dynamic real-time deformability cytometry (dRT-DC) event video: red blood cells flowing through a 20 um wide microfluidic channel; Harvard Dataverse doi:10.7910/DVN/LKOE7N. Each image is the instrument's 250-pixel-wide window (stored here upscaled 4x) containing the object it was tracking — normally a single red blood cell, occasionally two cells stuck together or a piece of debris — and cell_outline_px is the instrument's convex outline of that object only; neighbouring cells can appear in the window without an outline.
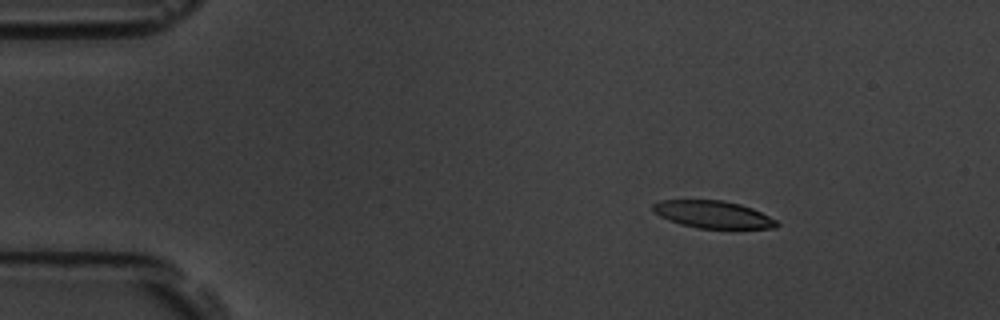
{"species": "common noctule bat (a hibernating species)", "species_latin": "Nyctalus noctula", "temperature_condition": "room temperature", "stored_images_in_passage": 5, "camera_frame_rate_fps": 3000, "um_per_image_px": 0.085, "animal": {"sex": "male", "body_mass_g": 19.5, "forearm_length_mm": 54.6}, "frame": {"image": 1, "passage_image": 3, "time_ms": 0.667, "image_size_px": [1000, 320], "cell_outline_px": [[780, 224], [776, 228], [696, 228], [680, 224], [668, 220], [652, 212], [652, 204], [660, 200], [724, 200], [740, 204], [752, 208], [776, 220]], "centroid_in_image_um": [60.56, 18.22], "position_along_channel_um": 24.4, "area_um2": 19.77}}